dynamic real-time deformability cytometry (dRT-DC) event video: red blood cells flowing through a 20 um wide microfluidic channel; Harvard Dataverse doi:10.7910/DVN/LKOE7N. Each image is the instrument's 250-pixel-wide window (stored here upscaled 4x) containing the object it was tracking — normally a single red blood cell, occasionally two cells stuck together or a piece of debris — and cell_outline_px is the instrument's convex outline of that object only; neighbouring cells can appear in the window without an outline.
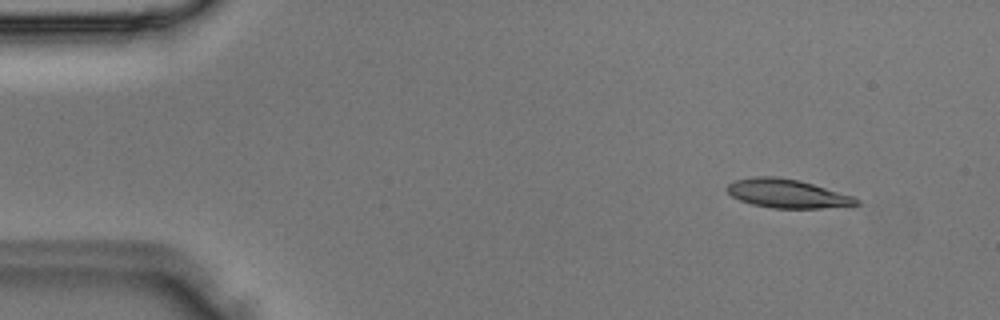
{"species": "Egyptian fruit bat (a non-hibernating species)", "species_latin": "Rousettus aegyptiacus", "temperature_condition": "room temperature", "stored_images_in_passage": 4, "camera_frame_rate_fps": 3000, "um_per_image_px": 0.085, "animal": {"sex": "male"}, "frame": {"image": 1, "passage_image": 4, "time_ms": 1.0, "image_size_px": [1000, 320], "cell_outline_px": [[860, 204], [852, 208], [772, 208], [752, 204], [740, 200], [732, 196], [728, 192], [728, 184], [736, 180], [756, 176], [776, 176], [800, 180], [852, 196], [860, 200]], "centroid_in_image_um": [67.01, 16.47], "position_along_channel_um": 18.0, "area_um2": 21.85}}